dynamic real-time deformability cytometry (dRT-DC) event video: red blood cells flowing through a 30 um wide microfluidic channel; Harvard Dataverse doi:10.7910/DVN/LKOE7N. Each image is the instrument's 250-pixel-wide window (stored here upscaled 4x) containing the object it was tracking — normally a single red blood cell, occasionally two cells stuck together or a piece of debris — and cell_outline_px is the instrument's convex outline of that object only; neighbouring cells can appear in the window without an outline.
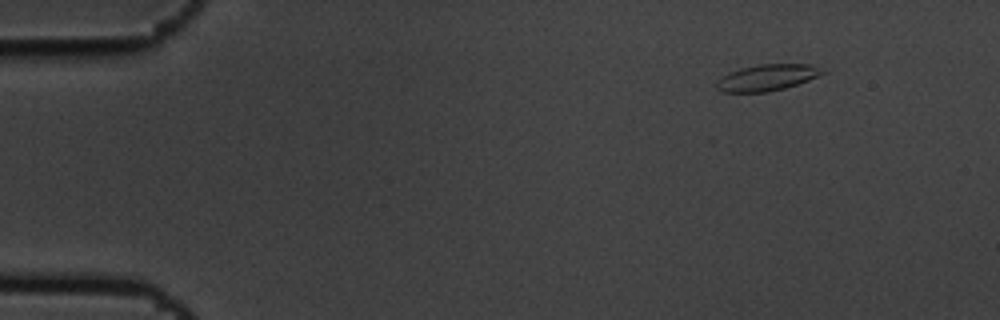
{"species": "common noctule bat (a hibernating species)", "species_latin": "Nyctalus noctula", "temperature_condition": "cold", "stored_images_in_passage": 6, "camera_frame_rate_fps": 3000, "um_per_image_px": 0.085, "animal": {"sex": "male", "body_mass_g": 19.5, "forearm_length_mm": 54.6}, "frame": {"image": 1, "passage_image": 1, "time_ms": 0.0, "image_size_px": [1000, 320], "cell_outline_px": [[828, 72], [808, 80], [784, 88], [768, 92], [724, 92], [716, 88], [716, 80], [728, 72], [740, 68], [756, 64], [812, 64]], "centroid_in_image_um": [65.18, 6.58], "position_along_channel_um": 19.8, "area_um2": 16.36}}
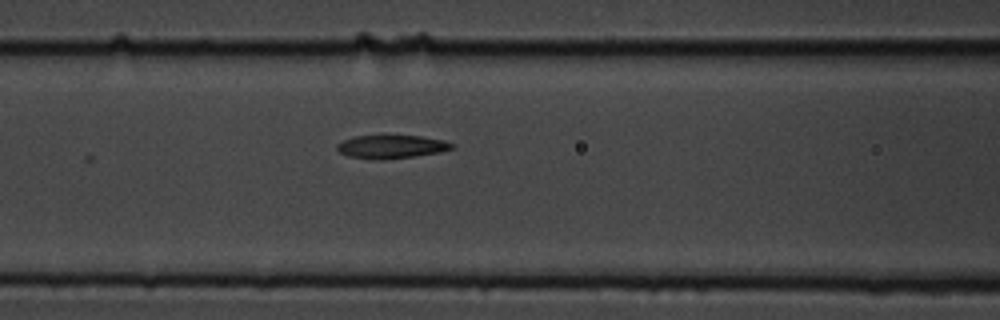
{"frame": {"image": 2, "passage_image": 6, "time_ms": 1.667, "image_size_px": [1000, 320], "cell_outline_px": [[456, 144], [452, 148], [440, 152], [416, 156], [380, 160], [372, 160], [348, 156], [340, 152], [336, 148], [336, 144], [344, 140], [356, 136], [388, 132], [420, 136], [444, 140]], "centroid_in_image_um": [33.25, 12.42], "position_along_channel_um": 133.3, "area_um2": 16.53}}